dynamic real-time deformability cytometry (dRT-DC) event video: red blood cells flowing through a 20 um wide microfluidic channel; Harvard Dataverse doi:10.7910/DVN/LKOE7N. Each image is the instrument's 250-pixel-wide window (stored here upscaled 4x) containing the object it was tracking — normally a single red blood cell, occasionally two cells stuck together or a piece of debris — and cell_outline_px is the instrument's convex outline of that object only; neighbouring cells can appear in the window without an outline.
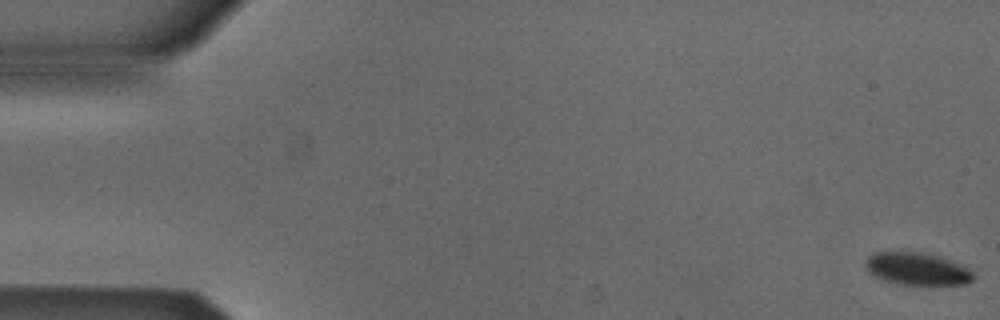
{"species": "Egyptian fruit bat (a non-hibernating species)", "species_latin": "Rousettus aegyptiacus", "temperature_condition": "cold", "stored_images_in_passage": 54, "camera_frame_rate_fps": 3000, "um_per_image_px": 0.085, "animal": {"sex": "male"}, "frame": {"image": 1, "passage_image": 1, "time_ms": 0.0, "image_size_px": [1000, 320], "cell_outline_px": [[976, 276], [972, 280], [964, 284], [896, 284], [872, 276], [868, 272], [864, 264], [864, 260], [872, 252], [928, 252], [940, 256], [968, 268]], "centroid_in_image_um": [77.9, 22.84], "position_along_channel_um": 7.1, "area_um2": 20.58}}
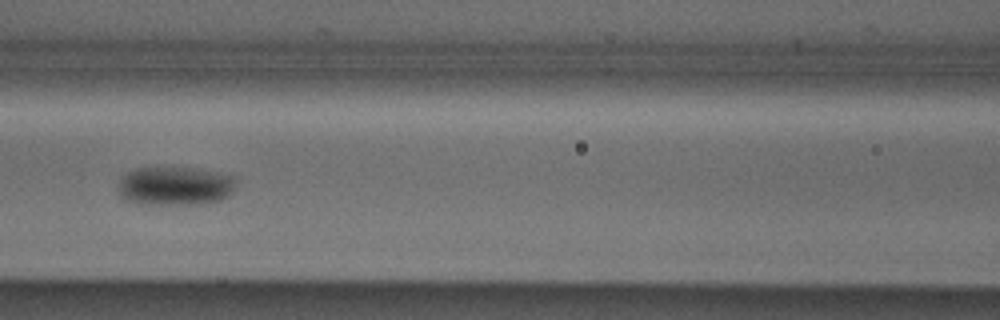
{"frame": {"image": 2, "passage_image": 24, "time_ms": 7.667, "image_size_px": [1000, 320], "cell_outline_px": [[236, 180], [228, 196], [220, 200], [200, 204], [140, 204], [128, 200], [120, 196], [116, 188], [120, 176], [136, 168], [192, 168], [232, 176]], "centroid_in_image_um": [14.79, 15.82], "position_along_channel_um": 151.8, "area_um2": 26.47}}
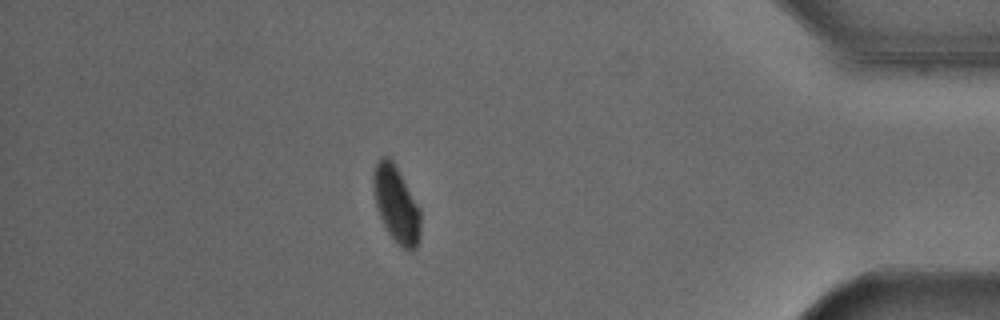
{"frame": {"image": 3, "passage_image": 47, "time_ms": 15.333, "image_size_px": [1000, 320], "cell_outline_px": [[420, 240], [416, 248], [412, 252], [408, 252], [400, 248], [396, 244], [388, 232], [380, 216], [376, 204], [372, 184], [372, 176], [376, 164], [380, 156], [388, 156], [392, 160], [420, 208]], "centroid_in_image_um": [33.69, 17.42], "position_along_channel_um": 401.5, "area_um2": 21.15}, "authors_computed_cell_mechanics": {"area_um2": 23.2645, "velocity_mm_per_s": 3.8361, "shape_relaxation_time_tau1_ms": 3.0308, "shape_relaxation_time_tau2_ms": null, "deformation_change_tau1": 0.056, "deformation_change_tau2": null}}